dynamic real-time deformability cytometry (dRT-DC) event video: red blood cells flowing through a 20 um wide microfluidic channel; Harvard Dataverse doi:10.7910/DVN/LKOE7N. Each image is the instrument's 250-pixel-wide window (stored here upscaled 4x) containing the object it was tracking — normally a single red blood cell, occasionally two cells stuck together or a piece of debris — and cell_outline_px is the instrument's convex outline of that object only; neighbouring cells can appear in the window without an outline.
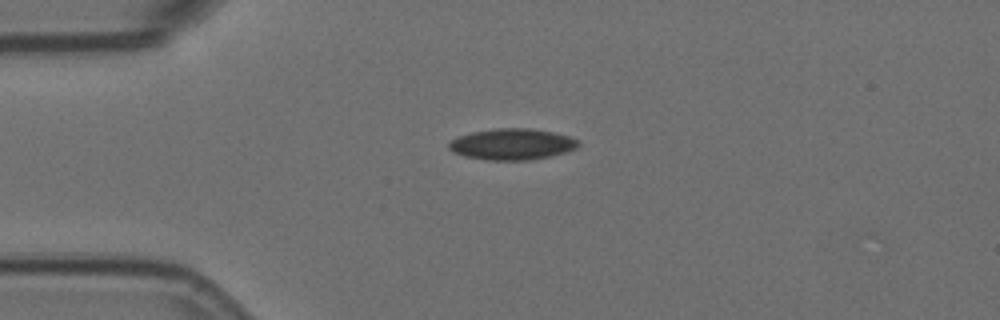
{"species": "Egyptian fruit bat (a non-hibernating species)", "species_latin": "Rousettus aegyptiacus", "temperature_condition": "room temperature", "stored_images_in_passage": 8, "camera_frame_rate_fps": 3000, "um_per_image_px": 0.085, "animal": {"sex": "female"}, "frame": {"image": 1, "passage_image": 1, "time_ms": 0.0, "image_size_px": [1000, 320], "cell_outline_px": [[580, 144], [576, 148], [564, 152], [548, 156], [528, 160], [488, 160], [464, 156], [452, 152], [448, 148], [448, 144], [452, 140], [460, 136], [472, 132], [496, 128], [528, 128], [552, 132], [568, 136], [580, 140]], "centroid_in_image_um": [43.51, 12.25], "position_along_channel_um": 41.5, "area_um2": 23.35}}
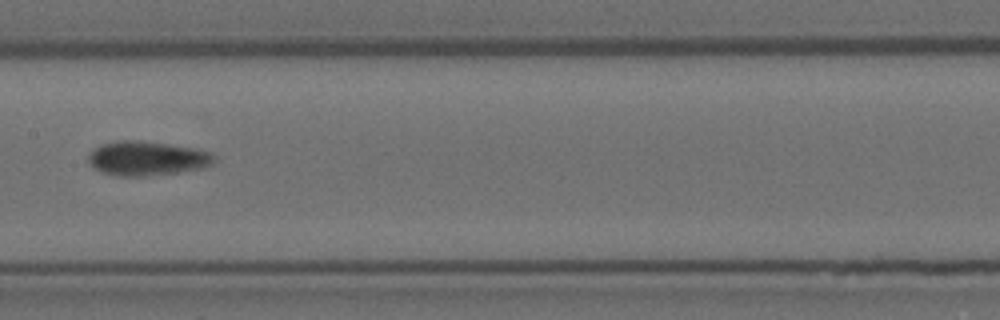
{"frame": {"image": 2, "passage_image": 5, "time_ms": 1.333, "image_size_px": [1000, 320], "cell_outline_px": [[216, 156], [212, 164], [204, 168], [176, 172], [144, 176], [120, 176], [104, 172], [92, 168], [88, 164], [88, 152], [92, 148], [100, 144], [116, 140], [140, 140], [168, 144], [192, 148], [208, 152]], "centroid_in_image_um": [12.42, 13.45], "position_along_channel_um": 195.0, "area_um2": 25.26}}
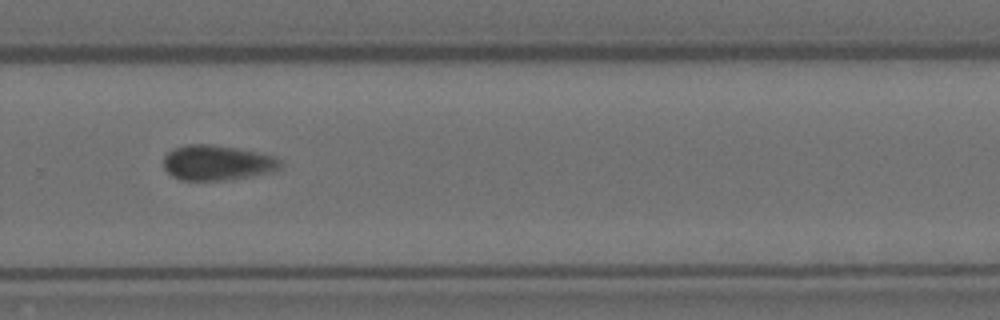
{"frame": {"image": 3, "passage_image": 8, "time_ms": 2.333, "image_size_px": [1000, 320], "cell_outline_px": [[288, 164], [272, 172], [252, 176], [224, 180], [180, 180], [172, 176], [164, 168], [164, 156], [172, 148], [188, 144], [212, 144], [240, 148], [276, 156]], "centroid_in_image_um": [18.53, 13.82], "position_along_channel_um": 311.3, "area_um2": 24.45}}